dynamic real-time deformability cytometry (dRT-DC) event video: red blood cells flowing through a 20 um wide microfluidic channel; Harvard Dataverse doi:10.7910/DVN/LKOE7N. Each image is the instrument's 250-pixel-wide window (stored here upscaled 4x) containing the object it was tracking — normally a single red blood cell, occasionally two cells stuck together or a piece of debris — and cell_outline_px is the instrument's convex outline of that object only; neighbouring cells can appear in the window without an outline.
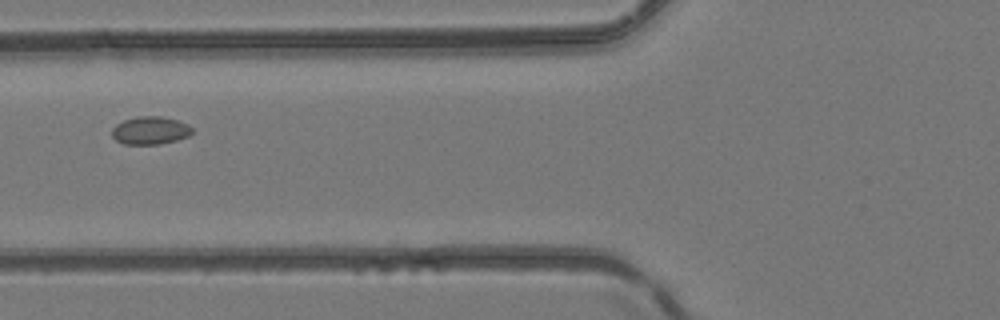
{"species": "common noctule bat (a hibernating species)", "species_latin": "Nyctalus noctula", "temperature_condition": "room temperature", "stored_images_in_passage": 3, "camera_frame_rate_fps": 3000, "um_per_image_px": 0.085, "animal": {"sex": "female", "body_mass_g": 24.6, "forearm_length_mm": 56.2}, "frame": {"image": 1, "passage_image": 3, "time_ms": 0.667, "image_size_px": [1000, 320], "cell_outline_px": [[192, 132], [188, 136], [176, 140], [160, 144], [124, 144], [116, 140], [112, 136], [112, 128], [116, 124], [124, 120], [136, 116], [160, 116], [176, 120], [188, 124], [192, 128]], "centroid_in_image_um": [12.75, 11.08], "position_along_channel_um": 113.0, "area_um2": 13.01}}